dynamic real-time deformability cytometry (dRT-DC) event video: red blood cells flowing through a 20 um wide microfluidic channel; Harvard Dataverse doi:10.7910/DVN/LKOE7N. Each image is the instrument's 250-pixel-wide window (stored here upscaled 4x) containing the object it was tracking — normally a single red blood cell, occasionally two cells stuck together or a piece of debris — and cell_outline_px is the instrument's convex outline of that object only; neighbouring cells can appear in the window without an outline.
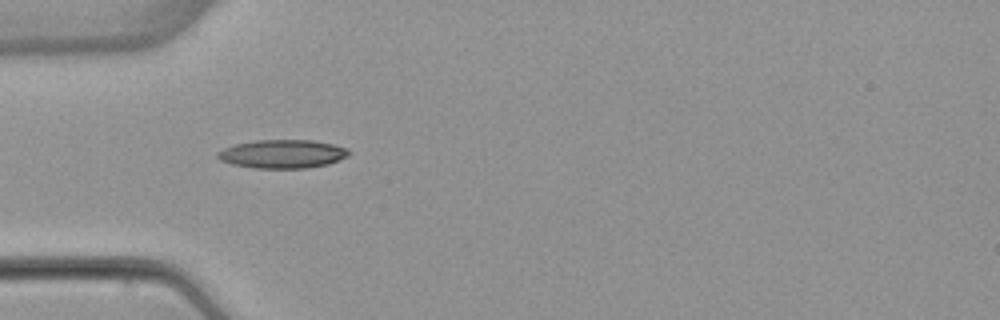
{"species": "common noctule bat (a hibernating species)", "species_latin": "Nyctalus noctula", "temperature_condition": "warm", "stored_images_in_passage": 37, "camera_frame_rate_fps": 3000, "um_per_image_px": 0.085, "animal": {"sex": "female", "body_mass_g": 22.7, "forearm_length_mm": 54.2}, "frame": {"image": 1, "passage_image": 1, "time_ms": 0.0, "image_size_px": [1000, 320], "cell_outline_px": [[352, 152], [348, 156], [328, 164], [304, 168], [256, 168], [232, 164], [220, 160], [216, 156], [216, 152], [224, 148], [236, 144], [256, 140], [312, 140], [332, 144], [344, 148]], "centroid_in_image_um": [23.99, 13.08], "position_along_channel_um": 61.0, "area_um2": 21.68}}
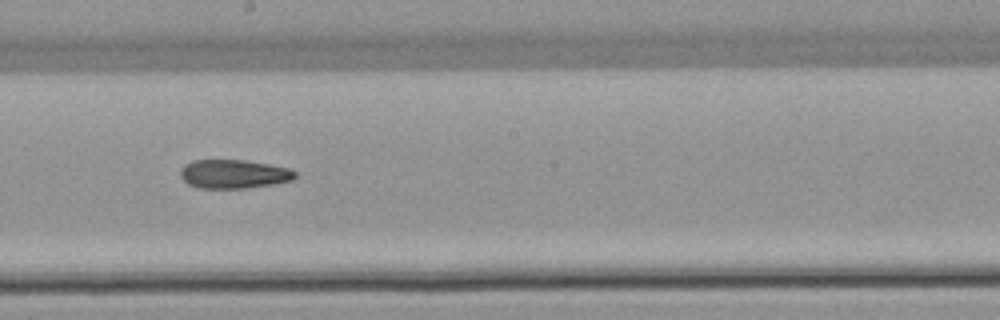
{"frame": {"image": 2, "passage_image": 14, "time_ms": 4.333, "image_size_px": [1000, 320], "cell_outline_px": [[296, 176], [292, 180], [272, 184], [244, 188], [200, 188], [188, 184], [180, 176], [180, 168], [184, 164], [192, 160], [244, 160], [268, 164], [288, 168], [296, 172]], "centroid_in_image_um": [19.83, 14.78], "position_along_channel_um": 228.4, "area_um2": 19.19}}
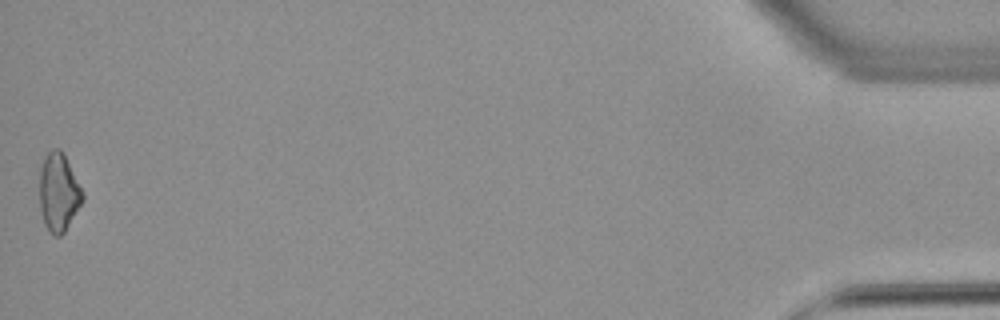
{"frame": {"image": 3, "passage_image": 37, "time_ms": 12.0, "image_size_px": [1000, 320], "cell_outline_px": [[84, 200], [64, 232], [60, 236], [52, 236], [44, 224], [40, 208], [40, 168], [44, 156], [52, 148], [60, 148], [84, 196]], "centroid_in_image_um": [4.95, 16.38], "position_along_channel_um": 430.2, "area_um2": 19.31}, "authors_computed_cell_mechanics": {"area_um2": 19.4208, "velocity_mm_per_s": 3.9118, "shape_relaxation_time_tau1_ms": null, "shape_relaxation_time_tau2_ms": 6.7748, "deformation_change_tau1": null, "deformation_change_tau2": 0.1692}}